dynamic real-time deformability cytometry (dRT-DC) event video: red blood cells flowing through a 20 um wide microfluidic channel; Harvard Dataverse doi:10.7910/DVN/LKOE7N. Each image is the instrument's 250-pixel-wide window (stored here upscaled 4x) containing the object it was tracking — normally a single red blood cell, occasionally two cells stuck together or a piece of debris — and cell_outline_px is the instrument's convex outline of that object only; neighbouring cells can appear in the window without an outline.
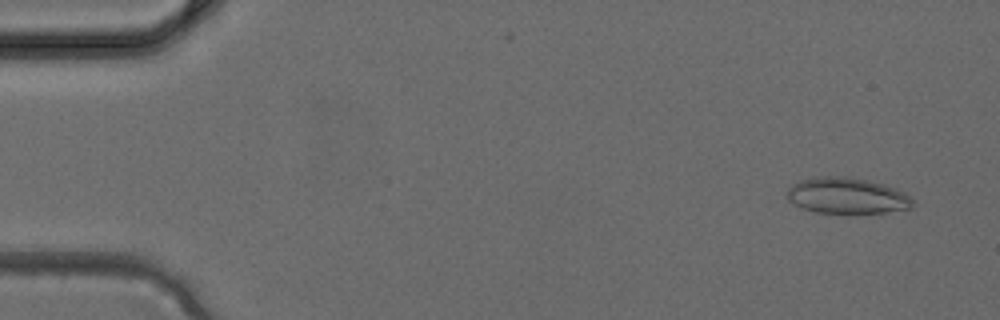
{"species": "common noctule bat (a hibernating species)", "species_latin": "Nyctalus noctula", "temperature_condition": "cold", "stored_images_in_passage": 4, "camera_frame_rate_fps": 3000, "um_per_image_px": 0.085, "animal": {"sex": "female", "body_mass_g": 24.6, "forearm_length_mm": 56.2}, "frame": {"image": 1, "passage_image": 1, "time_ms": 0.0, "image_size_px": [1000, 320], "cell_outline_px": [[916, 204], [912, 208], [884, 212], [816, 212], [804, 208], [788, 200], [784, 192], [792, 184], [800, 180], [812, 176], [848, 176], [868, 180], [884, 184], [896, 188], [904, 192], [916, 200]], "centroid_in_image_um": [72.01, 16.6], "position_along_channel_um": 13.0, "area_um2": 26.59}}